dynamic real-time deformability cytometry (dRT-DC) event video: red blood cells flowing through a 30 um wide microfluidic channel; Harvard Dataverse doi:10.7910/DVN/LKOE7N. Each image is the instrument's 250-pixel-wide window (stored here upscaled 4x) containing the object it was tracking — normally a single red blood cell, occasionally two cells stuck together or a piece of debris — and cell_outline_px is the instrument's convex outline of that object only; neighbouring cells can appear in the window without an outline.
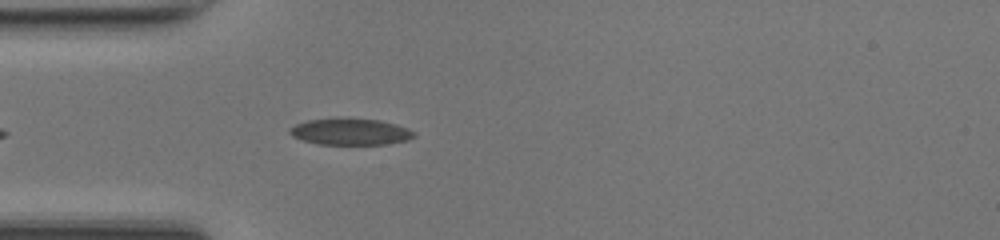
{"species": "common noctule bat (a hibernating species)", "species_latin": "Nyctalus noctula", "temperature_condition": "room temperature", "stored_images_in_passage": 37, "camera_frame_rate_fps": 3000, "um_per_image_px": 0.085, "animal": {"sex": "female", "body_mass_g": 17.0, "forearm_length_mm": 48.0}, "frame": {"image": 1, "passage_image": 4, "time_ms": 1.0, "image_size_px": [1000, 240], "cell_outline_px": [[416, 136], [408, 140], [388, 144], [316, 144], [292, 136], [288, 132], [288, 128], [296, 124], [308, 120], [348, 116], [380, 120], [396, 124], [408, 128], [416, 132]], "centroid_in_image_um": [29.8, 11.17], "position_along_channel_um": 55.2, "area_um2": 19.77}}
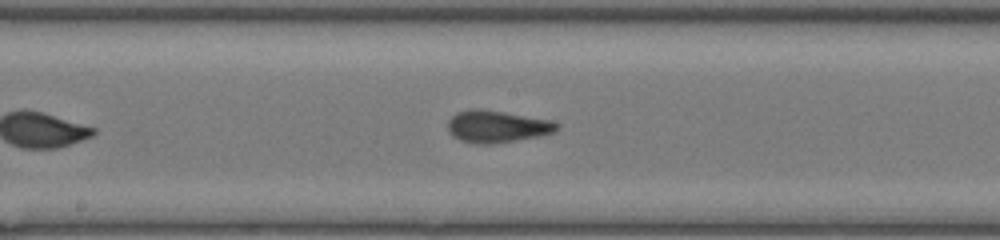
{"frame": {"image": 2, "passage_image": 15, "time_ms": 4.667, "image_size_px": [1000, 240], "cell_outline_px": [[560, 128], [556, 132], [540, 136], [492, 144], [472, 144], [460, 140], [452, 136], [448, 132], [448, 120], [456, 112], [472, 108], [480, 108], [504, 112], [548, 120], [560, 124]], "centroid_in_image_um": [42.22, 10.76], "position_along_channel_um": 206.0, "area_um2": 20.58}}
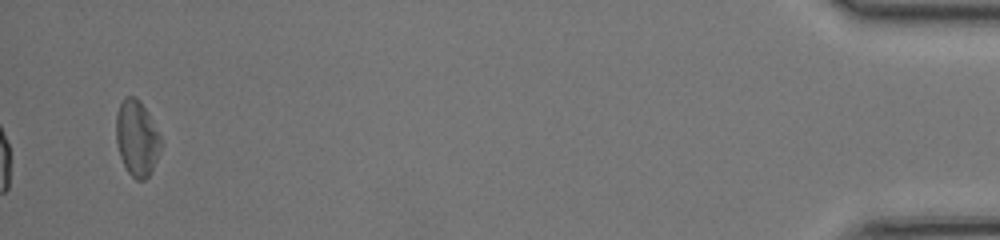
{"frame": {"image": 3, "passage_image": 37, "time_ms": 12.0, "image_size_px": [1000, 240], "cell_outline_px": [[160, 148], [152, 172], [144, 180], [136, 180], [128, 172], [120, 156], [116, 140], [116, 116], [120, 100], [124, 96], [136, 96], [140, 100], [160, 136]], "centroid_in_image_um": [11.6, 11.73], "position_along_channel_um": 423.6, "area_um2": 19.59}, "authors_computed_cell_mechanics": {"area_um2": 19.7098, "velocity_mm_per_s": 4.2323, "shape_relaxation_time_tau1_ms": 6.2443, "shape_relaxation_time_tau2_ms": 1.3947, "deformation_change_tau1": 0.1623, "deformation_change_tau2": 0.0749}}